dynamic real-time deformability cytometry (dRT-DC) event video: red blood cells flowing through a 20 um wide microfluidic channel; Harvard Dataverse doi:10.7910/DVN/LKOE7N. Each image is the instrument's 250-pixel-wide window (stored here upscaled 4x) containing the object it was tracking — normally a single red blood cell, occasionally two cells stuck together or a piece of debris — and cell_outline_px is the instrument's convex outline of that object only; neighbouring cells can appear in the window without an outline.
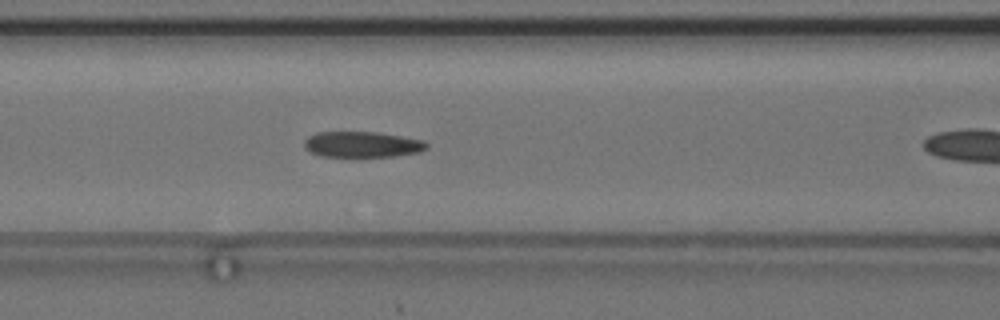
{"species": "common noctule bat (a hibernating species)", "species_latin": "Nyctalus noctula", "temperature_condition": "cold", "stored_images_in_passage": 41, "camera_frame_rate_fps": 3000, "um_per_image_px": 0.085, "animal": {"sex": "female", "body_mass_g": 24.6, "forearm_length_mm": 56.2}, "frame": {"image": 1, "passage_image": 20, "time_ms": 6.333, "image_size_px": [1000, 320], "cell_outline_px": [[428, 148], [420, 152], [396, 156], [360, 160], [356, 160], [320, 156], [308, 152], [304, 148], [304, 140], [308, 136], [316, 132], [376, 132], [424, 140], [428, 144]], "centroid_in_image_um": [30.74, 12.34], "position_along_channel_um": 135.9, "area_um2": 19.65}}